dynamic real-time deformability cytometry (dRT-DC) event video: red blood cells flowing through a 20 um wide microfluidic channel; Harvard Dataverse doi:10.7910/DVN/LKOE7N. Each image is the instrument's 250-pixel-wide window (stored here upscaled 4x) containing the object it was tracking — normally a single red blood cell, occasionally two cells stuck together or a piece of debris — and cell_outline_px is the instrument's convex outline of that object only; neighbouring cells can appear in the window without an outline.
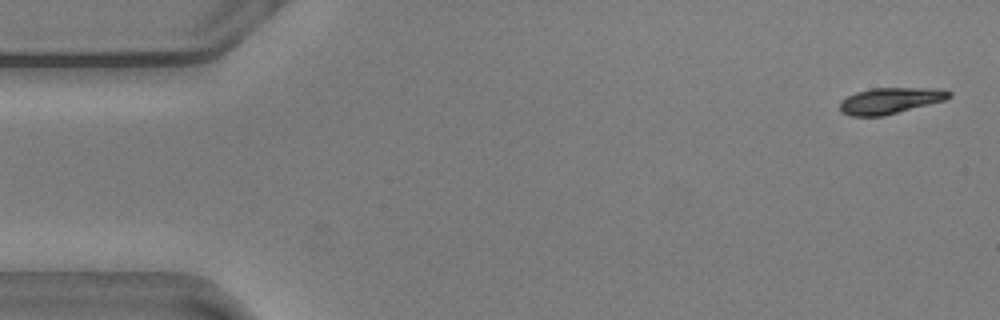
{"species": "common noctule bat (a hibernating species)", "species_latin": "Nyctalus noctula", "temperature_condition": "warm", "stored_images_in_passage": 50, "camera_frame_rate_fps": 3000, "um_per_image_px": 0.085, "animal": {"sex": "male", "body_mass_g": 20.5, "forearm_length_mm": 52.5}, "frame": {"image": 1, "passage_image": 2, "time_ms": 0.333, "image_size_px": [1000, 320], "cell_outline_px": [[952, 96], [944, 100], [884, 116], [852, 116], [840, 112], [840, 104], [848, 96], [856, 92], [872, 88], [940, 88], [952, 92]], "centroid_in_image_um": [75.69, 8.55], "position_along_channel_um": 9.3, "area_um2": 16.53}}
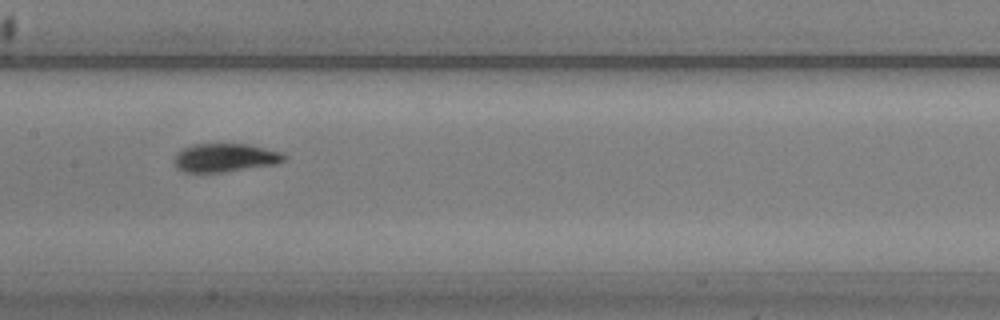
{"frame": {"image": 2, "passage_image": 27, "time_ms": 8.667, "image_size_px": [1000, 320], "cell_outline_px": [[288, 156], [284, 160], [276, 164], [224, 172], [180, 172], [172, 164], [172, 160], [176, 152], [192, 144], [248, 144], [284, 152]], "centroid_in_image_um": [19.09, 13.41], "position_along_channel_um": 188.3, "area_um2": 18.61}}
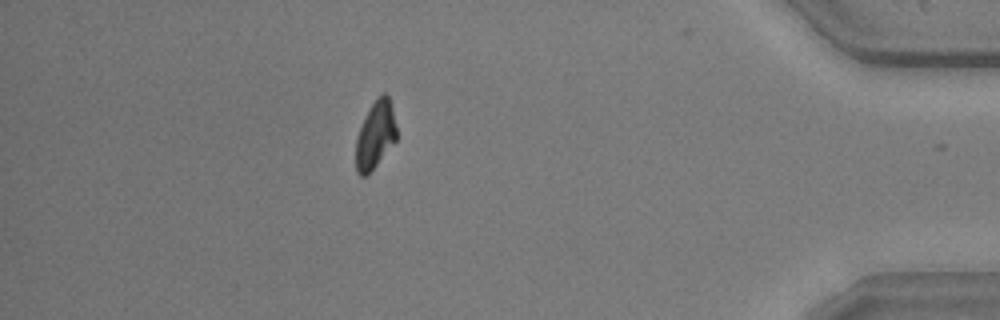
{"frame": {"image": 3, "passage_image": 49, "time_ms": 16.0, "image_size_px": [1000, 320], "cell_outline_px": [[396, 140], [376, 164], [364, 176], [360, 176], [356, 172], [356, 140], [360, 128], [376, 96], [384, 92], [388, 96], [392, 108], [396, 124]], "centroid_in_image_um": [31.91, 11.44], "position_along_channel_um": 403.3, "area_um2": 15.55}, "authors_computed_cell_mechanics": {"area_um2": 17.5423, "velocity_mm_per_s": 3.5967, "shape_relaxation_time_tau1_ms": 3.4319, "shape_relaxation_time_tau2_ms": 2.8719, "deformation_change_tau1": 0.1267, "deformation_change_tau2": 0.0547}}